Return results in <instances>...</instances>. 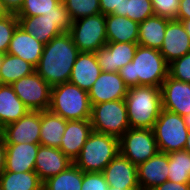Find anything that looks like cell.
I'll use <instances>...</instances> for the list:
<instances>
[{
  "instance_id": "obj_24",
  "label": "cell",
  "mask_w": 190,
  "mask_h": 190,
  "mask_svg": "<svg viewBox=\"0 0 190 190\" xmlns=\"http://www.w3.org/2000/svg\"><path fill=\"white\" fill-rule=\"evenodd\" d=\"M105 19L107 42L138 43V22L113 14L105 15Z\"/></svg>"
},
{
  "instance_id": "obj_47",
  "label": "cell",
  "mask_w": 190,
  "mask_h": 190,
  "mask_svg": "<svg viewBox=\"0 0 190 190\" xmlns=\"http://www.w3.org/2000/svg\"><path fill=\"white\" fill-rule=\"evenodd\" d=\"M7 14H8V12L5 10V8L3 7V5L1 4V1H0V19Z\"/></svg>"
},
{
  "instance_id": "obj_6",
  "label": "cell",
  "mask_w": 190,
  "mask_h": 190,
  "mask_svg": "<svg viewBox=\"0 0 190 190\" xmlns=\"http://www.w3.org/2000/svg\"><path fill=\"white\" fill-rule=\"evenodd\" d=\"M19 26L32 37L47 44L52 38L69 32L72 19L61 1L55 11L39 16H17Z\"/></svg>"
},
{
  "instance_id": "obj_46",
  "label": "cell",
  "mask_w": 190,
  "mask_h": 190,
  "mask_svg": "<svg viewBox=\"0 0 190 190\" xmlns=\"http://www.w3.org/2000/svg\"><path fill=\"white\" fill-rule=\"evenodd\" d=\"M184 150H186L188 153H190V131L187 137V142L185 144Z\"/></svg>"
},
{
  "instance_id": "obj_5",
  "label": "cell",
  "mask_w": 190,
  "mask_h": 190,
  "mask_svg": "<svg viewBox=\"0 0 190 190\" xmlns=\"http://www.w3.org/2000/svg\"><path fill=\"white\" fill-rule=\"evenodd\" d=\"M119 152V138L93 131L73 163L83 172H103Z\"/></svg>"
},
{
  "instance_id": "obj_48",
  "label": "cell",
  "mask_w": 190,
  "mask_h": 190,
  "mask_svg": "<svg viewBox=\"0 0 190 190\" xmlns=\"http://www.w3.org/2000/svg\"><path fill=\"white\" fill-rule=\"evenodd\" d=\"M108 190H140V189H119V188H113V187H109Z\"/></svg>"
},
{
  "instance_id": "obj_22",
  "label": "cell",
  "mask_w": 190,
  "mask_h": 190,
  "mask_svg": "<svg viewBox=\"0 0 190 190\" xmlns=\"http://www.w3.org/2000/svg\"><path fill=\"white\" fill-rule=\"evenodd\" d=\"M44 44L26 33L20 26L16 28L7 53L20 57L31 63L35 68L43 53Z\"/></svg>"
},
{
  "instance_id": "obj_13",
  "label": "cell",
  "mask_w": 190,
  "mask_h": 190,
  "mask_svg": "<svg viewBox=\"0 0 190 190\" xmlns=\"http://www.w3.org/2000/svg\"><path fill=\"white\" fill-rule=\"evenodd\" d=\"M138 43L108 42L95 52L97 62L104 72H119L134 57Z\"/></svg>"
},
{
  "instance_id": "obj_44",
  "label": "cell",
  "mask_w": 190,
  "mask_h": 190,
  "mask_svg": "<svg viewBox=\"0 0 190 190\" xmlns=\"http://www.w3.org/2000/svg\"><path fill=\"white\" fill-rule=\"evenodd\" d=\"M181 21H182V24L184 25V28H185V30L187 32V35L190 38V19L181 20Z\"/></svg>"
},
{
  "instance_id": "obj_7",
  "label": "cell",
  "mask_w": 190,
  "mask_h": 190,
  "mask_svg": "<svg viewBox=\"0 0 190 190\" xmlns=\"http://www.w3.org/2000/svg\"><path fill=\"white\" fill-rule=\"evenodd\" d=\"M90 120L93 131L120 138L130 128L125 99L92 105Z\"/></svg>"
},
{
  "instance_id": "obj_30",
  "label": "cell",
  "mask_w": 190,
  "mask_h": 190,
  "mask_svg": "<svg viewBox=\"0 0 190 190\" xmlns=\"http://www.w3.org/2000/svg\"><path fill=\"white\" fill-rule=\"evenodd\" d=\"M83 171L74 163L43 182V190H81Z\"/></svg>"
},
{
  "instance_id": "obj_19",
  "label": "cell",
  "mask_w": 190,
  "mask_h": 190,
  "mask_svg": "<svg viewBox=\"0 0 190 190\" xmlns=\"http://www.w3.org/2000/svg\"><path fill=\"white\" fill-rule=\"evenodd\" d=\"M73 161L70 160L59 148L39 146L34 171L42 182L48 178L65 171Z\"/></svg>"
},
{
  "instance_id": "obj_35",
  "label": "cell",
  "mask_w": 190,
  "mask_h": 190,
  "mask_svg": "<svg viewBox=\"0 0 190 190\" xmlns=\"http://www.w3.org/2000/svg\"><path fill=\"white\" fill-rule=\"evenodd\" d=\"M19 26L16 14L8 13L0 19V52L6 54L13 33Z\"/></svg>"
},
{
  "instance_id": "obj_23",
  "label": "cell",
  "mask_w": 190,
  "mask_h": 190,
  "mask_svg": "<svg viewBox=\"0 0 190 190\" xmlns=\"http://www.w3.org/2000/svg\"><path fill=\"white\" fill-rule=\"evenodd\" d=\"M101 73L95 53L80 52L73 65L69 82L89 91Z\"/></svg>"
},
{
  "instance_id": "obj_12",
  "label": "cell",
  "mask_w": 190,
  "mask_h": 190,
  "mask_svg": "<svg viewBox=\"0 0 190 190\" xmlns=\"http://www.w3.org/2000/svg\"><path fill=\"white\" fill-rule=\"evenodd\" d=\"M41 111H28L0 130L6 144L40 143Z\"/></svg>"
},
{
  "instance_id": "obj_29",
  "label": "cell",
  "mask_w": 190,
  "mask_h": 190,
  "mask_svg": "<svg viewBox=\"0 0 190 190\" xmlns=\"http://www.w3.org/2000/svg\"><path fill=\"white\" fill-rule=\"evenodd\" d=\"M35 72V67L20 57L4 54L0 69V84L11 85L13 82Z\"/></svg>"
},
{
  "instance_id": "obj_25",
  "label": "cell",
  "mask_w": 190,
  "mask_h": 190,
  "mask_svg": "<svg viewBox=\"0 0 190 190\" xmlns=\"http://www.w3.org/2000/svg\"><path fill=\"white\" fill-rule=\"evenodd\" d=\"M29 109L19 99L11 85L0 84V130L18 121Z\"/></svg>"
},
{
  "instance_id": "obj_40",
  "label": "cell",
  "mask_w": 190,
  "mask_h": 190,
  "mask_svg": "<svg viewBox=\"0 0 190 190\" xmlns=\"http://www.w3.org/2000/svg\"><path fill=\"white\" fill-rule=\"evenodd\" d=\"M152 190H190V183H176L167 180L161 185L154 187Z\"/></svg>"
},
{
  "instance_id": "obj_49",
  "label": "cell",
  "mask_w": 190,
  "mask_h": 190,
  "mask_svg": "<svg viewBox=\"0 0 190 190\" xmlns=\"http://www.w3.org/2000/svg\"><path fill=\"white\" fill-rule=\"evenodd\" d=\"M3 59H4V54L0 52V69H1Z\"/></svg>"
},
{
  "instance_id": "obj_28",
  "label": "cell",
  "mask_w": 190,
  "mask_h": 190,
  "mask_svg": "<svg viewBox=\"0 0 190 190\" xmlns=\"http://www.w3.org/2000/svg\"><path fill=\"white\" fill-rule=\"evenodd\" d=\"M0 190H43V182L35 171H4L0 175Z\"/></svg>"
},
{
  "instance_id": "obj_2",
  "label": "cell",
  "mask_w": 190,
  "mask_h": 190,
  "mask_svg": "<svg viewBox=\"0 0 190 190\" xmlns=\"http://www.w3.org/2000/svg\"><path fill=\"white\" fill-rule=\"evenodd\" d=\"M169 64L157 49L138 45L132 61L119 70L125 85L161 87L168 76Z\"/></svg>"
},
{
  "instance_id": "obj_17",
  "label": "cell",
  "mask_w": 190,
  "mask_h": 190,
  "mask_svg": "<svg viewBox=\"0 0 190 190\" xmlns=\"http://www.w3.org/2000/svg\"><path fill=\"white\" fill-rule=\"evenodd\" d=\"M159 51L168 64L190 52V38L182 21L176 19L168 21Z\"/></svg>"
},
{
  "instance_id": "obj_1",
  "label": "cell",
  "mask_w": 190,
  "mask_h": 190,
  "mask_svg": "<svg viewBox=\"0 0 190 190\" xmlns=\"http://www.w3.org/2000/svg\"><path fill=\"white\" fill-rule=\"evenodd\" d=\"M80 51L69 32L52 38L44 45L35 71L51 86L69 82L73 65Z\"/></svg>"
},
{
  "instance_id": "obj_16",
  "label": "cell",
  "mask_w": 190,
  "mask_h": 190,
  "mask_svg": "<svg viewBox=\"0 0 190 190\" xmlns=\"http://www.w3.org/2000/svg\"><path fill=\"white\" fill-rule=\"evenodd\" d=\"M102 173L109 187L119 189H140L137 166L120 152L105 167Z\"/></svg>"
},
{
  "instance_id": "obj_4",
  "label": "cell",
  "mask_w": 190,
  "mask_h": 190,
  "mask_svg": "<svg viewBox=\"0 0 190 190\" xmlns=\"http://www.w3.org/2000/svg\"><path fill=\"white\" fill-rule=\"evenodd\" d=\"M88 92L71 82L51 87L49 110L67 121L91 118Z\"/></svg>"
},
{
  "instance_id": "obj_37",
  "label": "cell",
  "mask_w": 190,
  "mask_h": 190,
  "mask_svg": "<svg viewBox=\"0 0 190 190\" xmlns=\"http://www.w3.org/2000/svg\"><path fill=\"white\" fill-rule=\"evenodd\" d=\"M154 15L168 19H177L180 0H151Z\"/></svg>"
},
{
  "instance_id": "obj_32",
  "label": "cell",
  "mask_w": 190,
  "mask_h": 190,
  "mask_svg": "<svg viewBox=\"0 0 190 190\" xmlns=\"http://www.w3.org/2000/svg\"><path fill=\"white\" fill-rule=\"evenodd\" d=\"M66 7L72 21L100 14L99 0H61Z\"/></svg>"
},
{
  "instance_id": "obj_26",
  "label": "cell",
  "mask_w": 190,
  "mask_h": 190,
  "mask_svg": "<svg viewBox=\"0 0 190 190\" xmlns=\"http://www.w3.org/2000/svg\"><path fill=\"white\" fill-rule=\"evenodd\" d=\"M169 20L154 15L139 23L138 45L160 50Z\"/></svg>"
},
{
  "instance_id": "obj_15",
  "label": "cell",
  "mask_w": 190,
  "mask_h": 190,
  "mask_svg": "<svg viewBox=\"0 0 190 190\" xmlns=\"http://www.w3.org/2000/svg\"><path fill=\"white\" fill-rule=\"evenodd\" d=\"M162 109L185 116L190 113V83L176 80L169 75L161 86Z\"/></svg>"
},
{
  "instance_id": "obj_33",
  "label": "cell",
  "mask_w": 190,
  "mask_h": 190,
  "mask_svg": "<svg viewBox=\"0 0 190 190\" xmlns=\"http://www.w3.org/2000/svg\"><path fill=\"white\" fill-rule=\"evenodd\" d=\"M123 16L138 23L154 16L151 0H124Z\"/></svg>"
},
{
  "instance_id": "obj_10",
  "label": "cell",
  "mask_w": 190,
  "mask_h": 190,
  "mask_svg": "<svg viewBox=\"0 0 190 190\" xmlns=\"http://www.w3.org/2000/svg\"><path fill=\"white\" fill-rule=\"evenodd\" d=\"M120 153L138 166L159 152L153 129L129 128L119 138Z\"/></svg>"
},
{
  "instance_id": "obj_41",
  "label": "cell",
  "mask_w": 190,
  "mask_h": 190,
  "mask_svg": "<svg viewBox=\"0 0 190 190\" xmlns=\"http://www.w3.org/2000/svg\"><path fill=\"white\" fill-rule=\"evenodd\" d=\"M1 4L8 13L17 14L25 0H0Z\"/></svg>"
},
{
  "instance_id": "obj_39",
  "label": "cell",
  "mask_w": 190,
  "mask_h": 190,
  "mask_svg": "<svg viewBox=\"0 0 190 190\" xmlns=\"http://www.w3.org/2000/svg\"><path fill=\"white\" fill-rule=\"evenodd\" d=\"M100 11L103 15L113 14L123 16L124 0H99Z\"/></svg>"
},
{
  "instance_id": "obj_42",
  "label": "cell",
  "mask_w": 190,
  "mask_h": 190,
  "mask_svg": "<svg viewBox=\"0 0 190 190\" xmlns=\"http://www.w3.org/2000/svg\"><path fill=\"white\" fill-rule=\"evenodd\" d=\"M190 19V0H180L179 11L176 20Z\"/></svg>"
},
{
  "instance_id": "obj_20",
  "label": "cell",
  "mask_w": 190,
  "mask_h": 190,
  "mask_svg": "<svg viewBox=\"0 0 190 190\" xmlns=\"http://www.w3.org/2000/svg\"><path fill=\"white\" fill-rule=\"evenodd\" d=\"M92 132L90 119L67 121L59 149L74 162Z\"/></svg>"
},
{
  "instance_id": "obj_11",
  "label": "cell",
  "mask_w": 190,
  "mask_h": 190,
  "mask_svg": "<svg viewBox=\"0 0 190 190\" xmlns=\"http://www.w3.org/2000/svg\"><path fill=\"white\" fill-rule=\"evenodd\" d=\"M11 86L30 111L49 109L51 86L36 71L13 82Z\"/></svg>"
},
{
  "instance_id": "obj_27",
  "label": "cell",
  "mask_w": 190,
  "mask_h": 190,
  "mask_svg": "<svg viewBox=\"0 0 190 190\" xmlns=\"http://www.w3.org/2000/svg\"><path fill=\"white\" fill-rule=\"evenodd\" d=\"M66 125L67 120L49 109L41 111L40 145L60 148Z\"/></svg>"
},
{
  "instance_id": "obj_45",
  "label": "cell",
  "mask_w": 190,
  "mask_h": 190,
  "mask_svg": "<svg viewBox=\"0 0 190 190\" xmlns=\"http://www.w3.org/2000/svg\"><path fill=\"white\" fill-rule=\"evenodd\" d=\"M183 119L188 130L190 131V113L188 115L183 116Z\"/></svg>"
},
{
  "instance_id": "obj_18",
  "label": "cell",
  "mask_w": 190,
  "mask_h": 190,
  "mask_svg": "<svg viewBox=\"0 0 190 190\" xmlns=\"http://www.w3.org/2000/svg\"><path fill=\"white\" fill-rule=\"evenodd\" d=\"M169 157L167 153L158 152L144 163L137 166L140 190H152L168 180Z\"/></svg>"
},
{
  "instance_id": "obj_9",
  "label": "cell",
  "mask_w": 190,
  "mask_h": 190,
  "mask_svg": "<svg viewBox=\"0 0 190 190\" xmlns=\"http://www.w3.org/2000/svg\"><path fill=\"white\" fill-rule=\"evenodd\" d=\"M69 33L80 52L95 53L108 43L106 19L102 13L73 21Z\"/></svg>"
},
{
  "instance_id": "obj_43",
  "label": "cell",
  "mask_w": 190,
  "mask_h": 190,
  "mask_svg": "<svg viewBox=\"0 0 190 190\" xmlns=\"http://www.w3.org/2000/svg\"><path fill=\"white\" fill-rule=\"evenodd\" d=\"M6 143L0 134V175L5 171Z\"/></svg>"
},
{
  "instance_id": "obj_3",
  "label": "cell",
  "mask_w": 190,
  "mask_h": 190,
  "mask_svg": "<svg viewBox=\"0 0 190 190\" xmlns=\"http://www.w3.org/2000/svg\"><path fill=\"white\" fill-rule=\"evenodd\" d=\"M125 104L130 128L153 129L162 110L161 87H130Z\"/></svg>"
},
{
  "instance_id": "obj_36",
  "label": "cell",
  "mask_w": 190,
  "mask_h": 190,
  "mask_svg": "<svg viewBox=\"0 0 190 190\" xmlns=\"http://www.w3.org/2000/svg\"><path fill=\"white\" fill-rule=\"evenodd\" d=\"M168 75L176 80L190 83V52L169 63Z\"/></svg>"
},
{
  "instance_id": "obj_21",
  "label": "cell",
  "mask_w": 190,
  "mask_h": 190,
  "mask_svg": "<svg viewBox=\"0 0 190 190\" xmlns=\"http://www.w3.org/2000/svg\"><path fill=\"white\" fill-rule=\"evenodd\" d=\"M40 143L6 144L5 171H34Z\"/></svg>"
},
{
  "instance_id": "obj_14",
  "label": "cell",
  "mask_w": 190,
  "mask_h": 190,
  "mask_svg": "<svg viewBox=\"0 0 190 190\" xmlns=\"http://www.w3.org/2000/svg\"><path fill=\"white\" fill-rule=\"evenodd\" d=\"M128 87L118 72L101 71L88 91L91 106L94 104L125 99Z\"/></svg>"
},
{
  "instance_id": "obj_31",
  "label": "cell",
  "mask_w": 190,
  "mask_h": 190,
  "mask_svg": "<svg viewBox=\"0 0 190 190\" xmlns=\"http://www.w3.org/2000/svg\"><path fill=\"white\" fill-rule=\"evenodd\" d=\"M168 180L176 183H190V153L179 150L168 154Z\"/></svg>"
},
{
  "instance_id": "obj_34",
  "label": "cell",
  "mask_w": 190,
  "mask_h": 190,
  "mask_svg": "<svg viewBox=\"0 0 190 190\" xmlns=\"http://www.w3.org/2000/svg\"><path fill=\"white\" fill-rule=\"evenodd\" d=\"M61 0H25L16 16H39L55 11Z\"/></svg>"
},
{
  "instance_id": "obj_38",
  "label": "cell",
  "mask_w": 190,
  "mask_h": 190,
  "mask_svg": "<svg viewBox=\"0 0 190 190\" xmlns=\"http://www.w3.org/2000/svg\"><path fill=\"white\" fill-rule=\"evenodd\" d=\"M109 185L102 172H83L81 190H108Z\"/></svg>"
},
{
  "instance_id": "obj_8",
  "label": "cell",
  "mask_w": 190,
  "mask_h": 190,
  "mask_svg": "<svg viewBox=\"0 0 190 190\" xmlns=\"http://www.w3.org/2000/svg\"><path fill=\"white\" fill-rule=\"evenodd\" d=\"M153 132L159 152L167 154L184 150L189 134L183 117L166 109L161 110Z\"/></svg>"
}]
</instances>
